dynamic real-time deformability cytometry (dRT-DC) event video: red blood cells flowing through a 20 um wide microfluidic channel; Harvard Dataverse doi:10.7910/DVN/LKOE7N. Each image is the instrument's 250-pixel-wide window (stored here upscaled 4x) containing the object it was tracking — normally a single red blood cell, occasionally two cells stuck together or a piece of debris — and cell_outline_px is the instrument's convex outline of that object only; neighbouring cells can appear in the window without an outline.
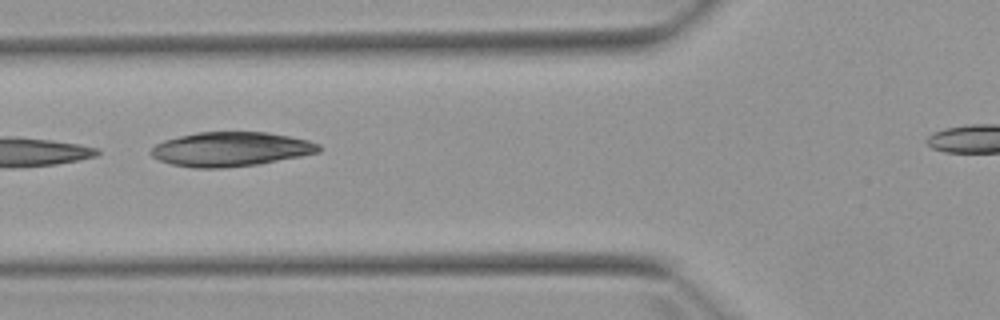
{"species": "Egyptian fruit bat (a non-hibernating species)", "species_latin": "Rousettus aegyptiacus", "temperature_condition": "warm", "stored_images_in_passage": 9, "camera_frame_rate_fps": 3000, "um_per_image_px": 0.085, "animal": {"sex": "female"}, "frame": {"image": 1, "passage_image": 7, "time_ms": 7.667, "image_size_px": [1000, 320], "cell_outline_px": [[324, 148], [320, 152], [300, 156], [256, 164], [220, 168], [192, 168], [172, 164], [160, 160], [152, 156], [148, 152], [156, 144], [164, 140], [196, 132], [268, 132], [308, 140], [320, 144]], "centroid_in_image_um": [19.62, 12.67], "position_along_channel_um": 106.2, "area_um2": 33.52}}
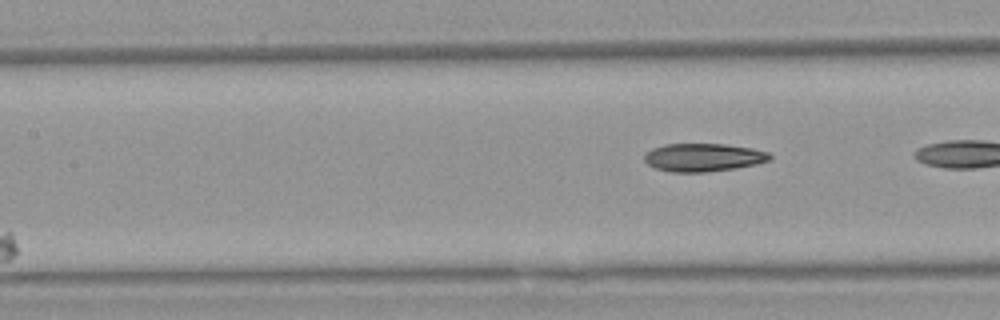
{"frame": {"image": 2, "passage_image": 9, "time_ms": 11.0, "image_size_px": [1000, 320], "cell_outline_px": [[772, 156], [768, 160], [756, 164], [736, 168], [704, 172], [672, 172], [656, 168], [648, 164], [644, 160], [644, 152], [652, 148], [664, 144], [724, 144], [752, 148], [768, 152]], "centroid_in_image_um": [59.75, 13.37], "position_along_channel_um": 147.7, "area_um2": 20.52}}